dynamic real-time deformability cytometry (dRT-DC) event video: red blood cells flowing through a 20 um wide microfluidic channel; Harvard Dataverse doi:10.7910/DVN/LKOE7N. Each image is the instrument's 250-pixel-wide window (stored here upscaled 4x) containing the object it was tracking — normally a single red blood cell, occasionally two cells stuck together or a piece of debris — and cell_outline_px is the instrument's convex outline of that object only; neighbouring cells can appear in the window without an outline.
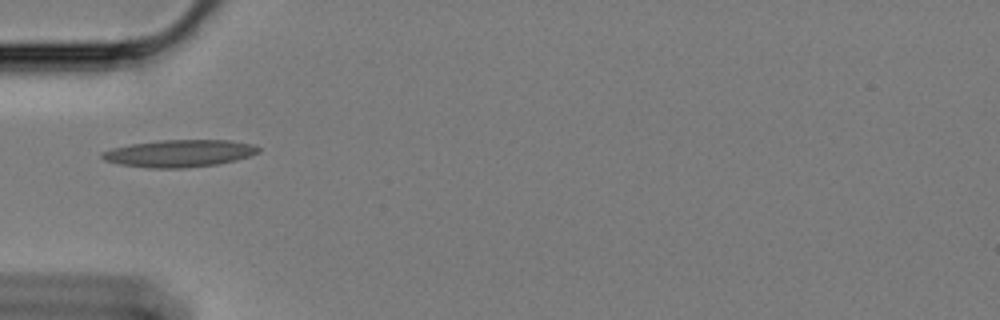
{"species": "Egyptian fruit bat (a non-hibernating species)", "species_latin": "Rousettus aegyptiacus", "temperature_condition": "cold", "stored_images_in_passage": 29, "camera_frame_rate_fps": 3000, "um_per_image_px": 0.085, "animal": {"sex": "female"}, "frame": {"image": 1, "passage_image": 1, "time_ms": 0.0, "image_size_px": [1000, 320], "cell_outline_px": [[260, 152], [236, 160], [220, 164], [184, 168], [148, 168], [120, 164], [104, 160], [100, 156], [100, 152], [112, 148], [132, 144], [156, 140], [232, 140], [256, 144], [260, 148]], "centroid_in_image_um": [15.27, 13.03], "position_along_channel_um": 69.7, "area_um2": 25.09}}
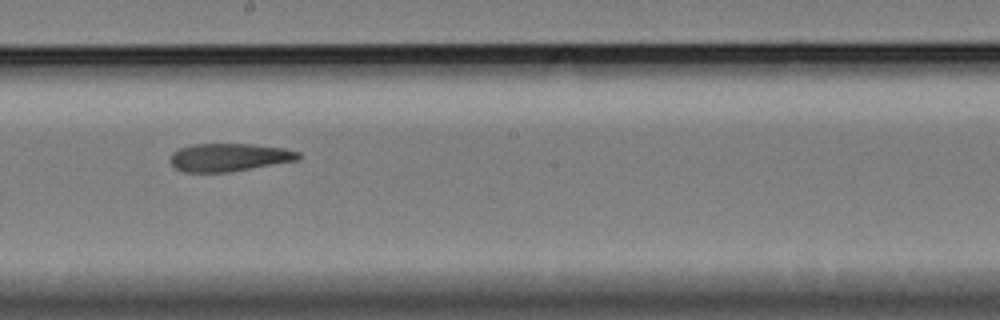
{"frame": {"image": 2, "passage_image": 15, "time_ms": 4.667, "image_size_px": [1000, 320], "cell_outline_px": [[300, 160], [228, 172], [184, 172], [176, 168], [168, 160], [172, 152], [180, 148], [192, 144], [252, 144], [284, 148], [300, 152]], "centroid_in_image_um": [19.47, 13.37], "position_along_channel_um": 228.7, "area_um2": 20.98}}
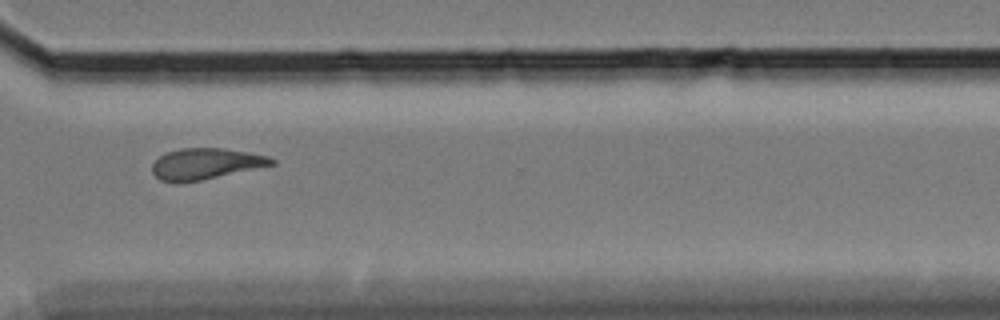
{"frame": {"image": 3, "passage_image": 26, "time_ms": 8.333, "image_size_px": [1000, 320], "cell_outline_px": [[276, 164], [200, 180], [160, 180], [152, 172], [152, 164], [164, 152], [180, 148], [224, 148], [248, 152], [268, 156], [276, 160]], "centroid_in_image_um": [17.51, 13.88], "position_along_channel_um": 353.1, "area_um2": 21.15}, "authors_computed_cell_mechanics": {"area_um2": 21.675, "velocity_mm_per_s": 3.3908, "shape_relaxation_time_tau1_ms": 10.4698, "shape_relaxation_time_tau2_ms": 5.8509, "deformation_change_tau1": 0.2342, "deformation_change_tau2": 0.1533}}